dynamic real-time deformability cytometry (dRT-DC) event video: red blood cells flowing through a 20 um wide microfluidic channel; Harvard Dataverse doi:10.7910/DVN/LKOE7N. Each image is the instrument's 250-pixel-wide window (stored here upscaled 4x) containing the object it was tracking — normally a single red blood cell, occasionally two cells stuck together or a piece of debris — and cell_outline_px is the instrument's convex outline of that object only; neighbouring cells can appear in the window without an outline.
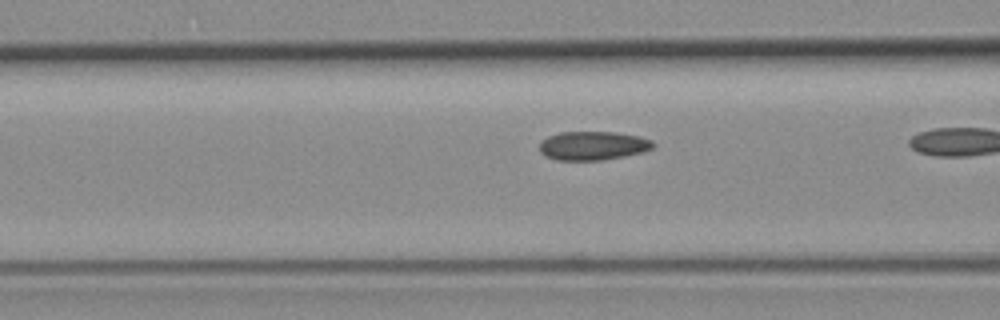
{"species": "common noctule bat (a hibernating species)", "species_latin": "Nyctalus noctula", "temperature_condition": "room temperature", "stored_images_in_passage": 37, "camera_frame_rate_fps": 3000, "um_per_image_px": 0.085, "animal": {"sex": "female", "body_mass_g": 19.3, "forearm_length_mm": 54.1}, "frame": {"image": 1, "passage_image": 17, "time_ms": 5.333, "image_size_px": [1000, 320], "cell_outline_px": [[656, 144], [652, 148], [644, 152], [604, 160], [556, 160], [544, 156], [540, 152], [540, 144], [548, 136], [560, 132], [616, 132], [640, 136], [652, 140]], "centroid_in_image_um": [50.43, 12.38], "position_along_channel_um": 116.2, "area_um2": 19.19}}
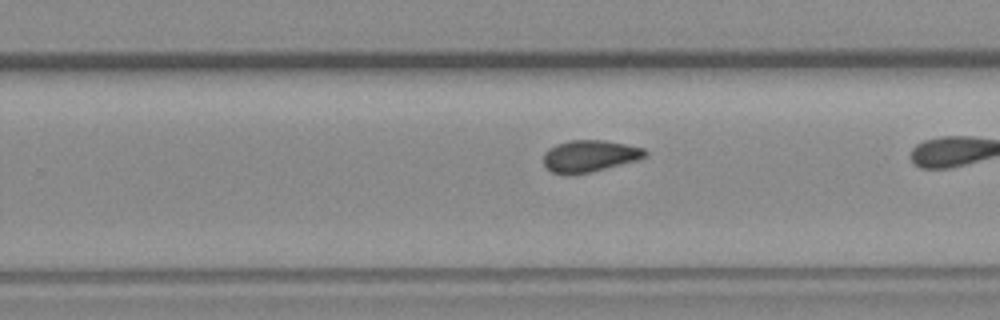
{"frame": {"image": 2, "passage_image": 30, "time_ms": 9.667, "image_size_px": [1000, 320], "cell_outline_px": [[648, 156], [636, 160], [592, 172], [572, 176], [568, 176], [552, 172], [544, 164], [544, 152], [548, 148], [556, 144], [568, 140], [604, 140], [644, 148], [648, 152]], "centroid_in_image_um": [50.09, 13.27], "position_along_channel_um": 279.7, "area_um2": 19.07}}
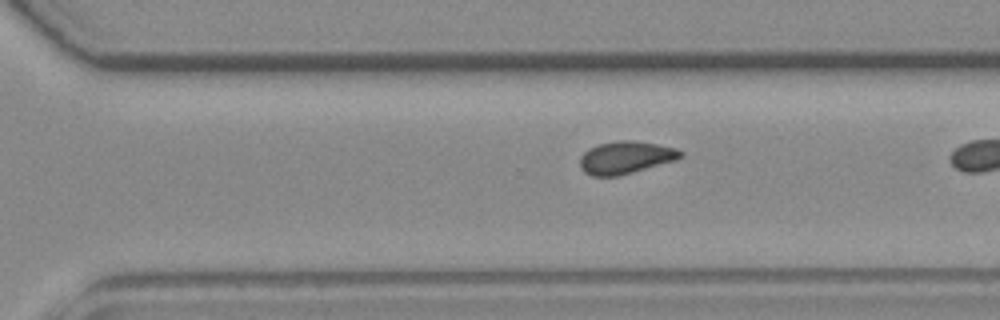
{"frame": {"image": 3, "passage_image": 33, "time_ms": 10.667, "image_size_px": [1000, 320], "cell_outline_px": [[684, 156], [676, 160], [620, 176], [592, 176], [584, 172], [580, 168], [580, 156], [588, 148], [600, 144], [620, 140], [632, 140], [656, 144], [676, 148], [684, 152]], "centroid_in_image_um": [53.18, 13.39], "position_along_channel_um": 317.4, "area_um2": 19.19}}